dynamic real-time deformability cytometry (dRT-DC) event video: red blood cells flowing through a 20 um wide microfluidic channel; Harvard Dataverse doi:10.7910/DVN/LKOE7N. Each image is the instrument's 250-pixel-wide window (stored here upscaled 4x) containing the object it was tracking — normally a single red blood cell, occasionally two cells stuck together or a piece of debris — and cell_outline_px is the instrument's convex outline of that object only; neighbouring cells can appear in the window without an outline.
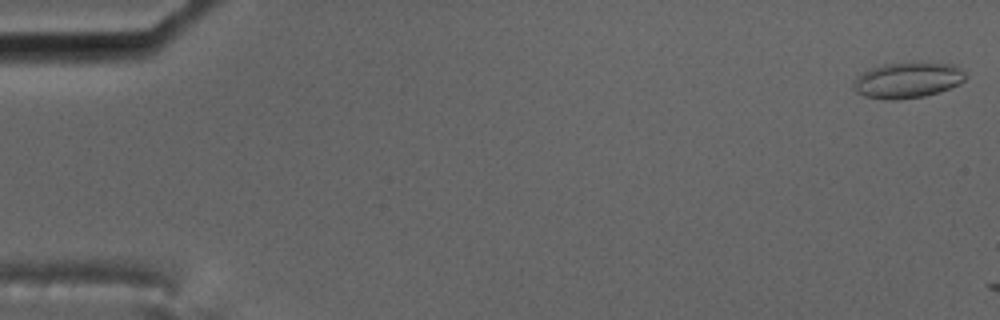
{"species": "common noctule bat (a hibernating species)", "species_latin": "Nyctalus noctula", "temperature_condition": "cold", "stored_images_in_passage": 2, "camera_frame_rate_fps": 3000, "um_per_image_px": 0.085, "animal": {"sex": "male", "body_mass_g": 17.5, "forearm_length_mm": 52.3}, "frame": {"image": 1, "passage_image": 1, "time_ms": 0.0, "image_size_px": [1000, 320], "cell_outline_px": [[968, 76], [960, 84], [940, 92], [924, 96], [896, 100], [888, 100], [864, 96], [856, 92], [852, 88], [852, 80], [860, 72], [868, 68], [880, 64], [920, 60], [952, 64], [960, 68]], "centroid_in_image_um": [77.12, 6.77], "position_along_channel_um": 7.9, "area_um2": 24.45}}